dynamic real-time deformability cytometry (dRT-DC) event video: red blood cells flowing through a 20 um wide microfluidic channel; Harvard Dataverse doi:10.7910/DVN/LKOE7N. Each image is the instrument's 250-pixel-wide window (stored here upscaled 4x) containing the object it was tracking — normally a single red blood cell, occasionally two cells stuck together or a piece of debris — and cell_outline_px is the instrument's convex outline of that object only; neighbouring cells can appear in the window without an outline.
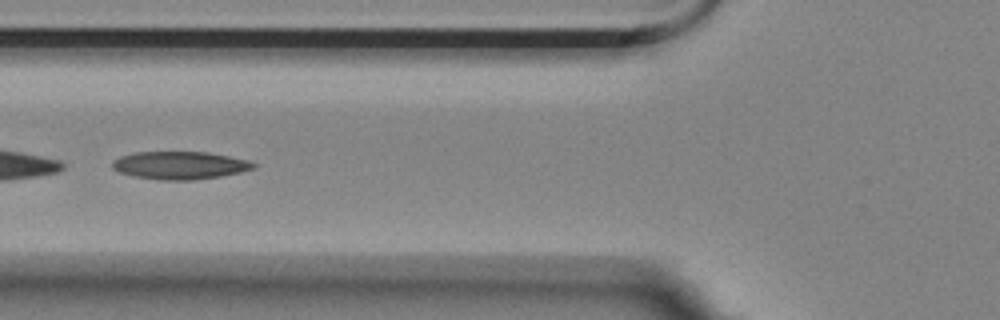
{"species": "Egyptian fruit bat (a non-hibernating species)", "species_latin": "Rousettus aegyptiacus", "temperature_condition": "room temperature", "stored_images_in_passage": 35, "camera_frame_rate_fps": 3000, "um_per_image_px": 0.085, "animal": {"sex": "female"}, "frame": {"image": 1, "passage_image": 9, "time_ms": 2.667, "image_size_px": [1000, 320], "cell_outline_px": [[256, 168], [240, 172], [220, 176], [192, 180], [156, 180], [132, 176], [120, 172], [112, 168], [112, 160], [120, 156], [136, 152], [208, 152], [248, 160], [256, 164]], "centroid_in_image_um": [15.26, 14.05], "position_along_channel_um": 110.5, "area_um2": 22.95}}
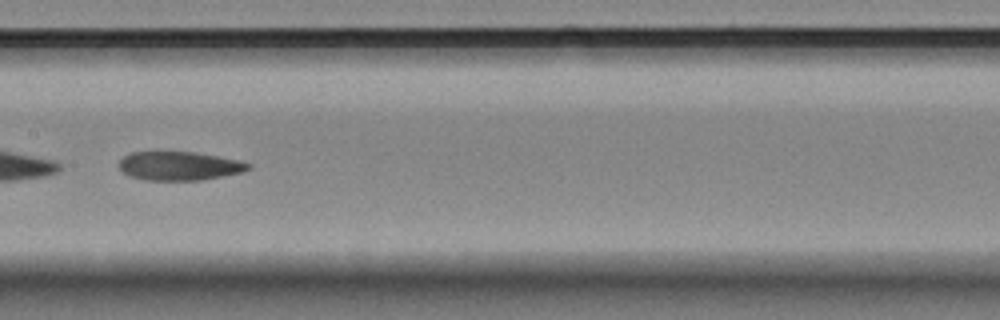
{"frame": {"image": 2, "passage_image": 16, "time_ms": 5.0, "image_size_px": [1000, 320], "cell_outline_px": [[252, 168], [240, 172], [204, 180], [144, 180], [128, 176], [120, 172], [116, 164], [124, 156], [132, 152], [196, 152], [236, 160], [252, 164]], "centroid_in_image_um": [15.16, 14.11], "position_along_channel_um": 192.2, "area_um2": 21.79}}
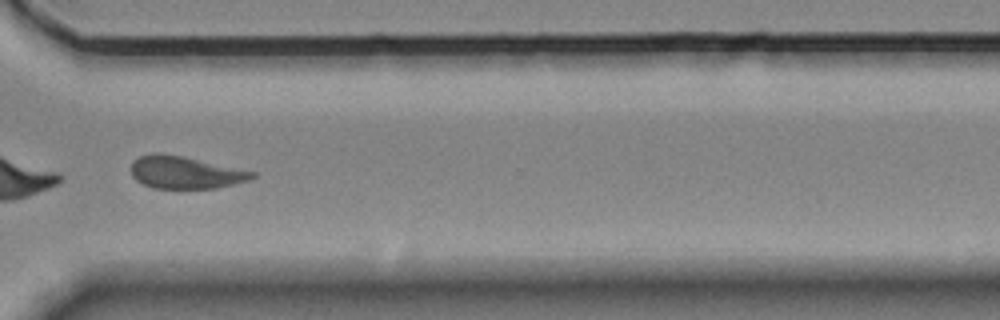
{"frame": {"image": 3, "passage_image": 30, "time_ms": 9.667, "image_size_px": [1000, 320], "cell_outline_px": [[256, 176], [248, 180], [216, 188], [152, 188], [136, 180], [132, 176], [132, 160], [140, 156], [152, 152], [184, 156], [256, 172]], "centroid_in_image_um": [15.72, 14.65], "position_along_channel_um": 354.9, "area_um2": 22.77}, "authors_computed_cell_mechanics": {"area_um2": 23.2356, "velocity_mm_per_s": 3.4894, "shape_relaxation_time_tau1_ms": null, "shape_relaxation_time_tau2_ms": 9.2479, "deformation_change_tau1": null, "deformation_change_tau2": 0.1746}}